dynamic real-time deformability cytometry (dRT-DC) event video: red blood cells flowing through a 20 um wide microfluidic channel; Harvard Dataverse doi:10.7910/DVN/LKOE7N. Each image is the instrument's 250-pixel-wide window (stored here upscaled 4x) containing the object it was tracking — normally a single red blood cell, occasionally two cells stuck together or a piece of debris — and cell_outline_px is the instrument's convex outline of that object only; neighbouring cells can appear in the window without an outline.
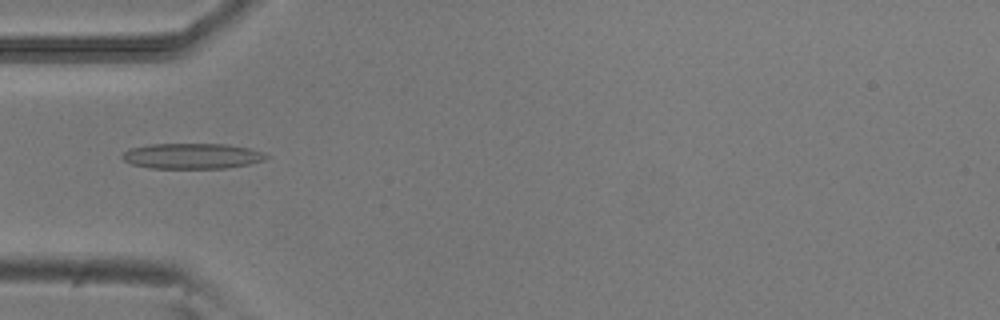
{"species": "common noctule bat (a hibernating species)", "species_latin": "Nyctalus noctula", "temperature_condition": "room temperature", "stored_images_in_passage": 47, "camera_frame_rate_fps": 3000, "um_per_image_px": 0.085, "animal": {"sex": "male", "body_mass_g": 20.5, "forearm_length_mm": 52.5}, "frame": {"image": 1, "passage_image": 12, "time_ms": 3.667, "image_size_px": [1000, 320], "cell_outline_px": [[268, 156], [264, 160], [248, 164], [224, 168], [148, 168], [132, 164], [124, 160], [120, 156], [124, 152], [132, 148], [152, 144], [228, 144], [248, 148], [264, 152]], "centroid_in_image_um": [16.32, 13.26], "position_along_channel_um": 68.7, "area_um2": 21.27}}
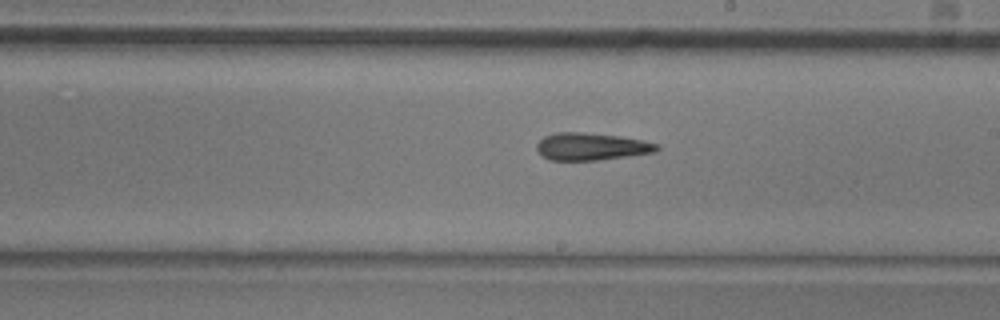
{"frame": {"image": 2, "passage_image": 25, "time_ms": 8.0, "image_size_px": [1000, 320], "cell_outline_px": [[660, 148], [656, 152], [628, 156], [596, 160], [548, 160], [540, 156], [536, 148], [536, 144], [544, 136], [556, 132], [580, 132], [620, 136], [660, 144]], "centroid_in_image_um": [50.23, 12.46], "position_along_channel_um": 238.8, "area_um2": 19.25}}
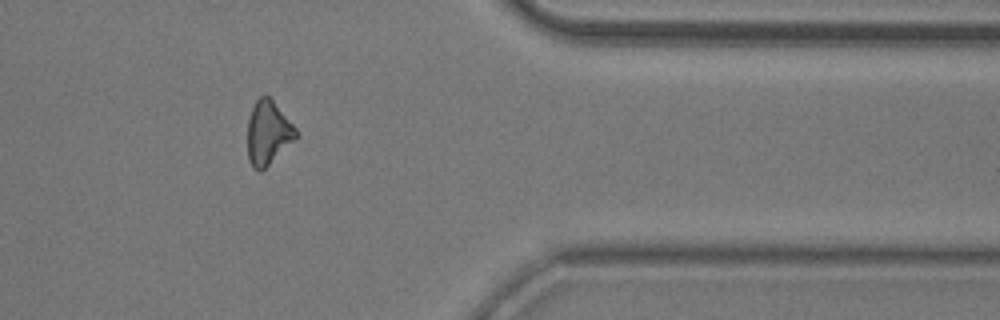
{"frame": {"image": 3, "passage_image": 38, "time_ms": 12.333, "image_size_px": [1000, 320], "cell_outline_px": [[300, 136], [260, 172], [256, 172], [252, 168], [248, 160], [248, 120], [252, 108], [256, 100], [264, 92], [272, 100], [300, 132]], "centroid_in_image_um": [22.8, 11.31], "position_along_channel_um": 388.6, "area_um2": 18.26}, "authors_computed_cell_mechanics": {"area_um2": 18.9584, "velocity_mm_per_s": 3.898, "shape_relaxation_time_tau1_ms": null, "shape_relaxation_time_tau2_ms": 8.4249, "deformation_change_tau1": null, "deformation_change_tau2": 0.2261}}